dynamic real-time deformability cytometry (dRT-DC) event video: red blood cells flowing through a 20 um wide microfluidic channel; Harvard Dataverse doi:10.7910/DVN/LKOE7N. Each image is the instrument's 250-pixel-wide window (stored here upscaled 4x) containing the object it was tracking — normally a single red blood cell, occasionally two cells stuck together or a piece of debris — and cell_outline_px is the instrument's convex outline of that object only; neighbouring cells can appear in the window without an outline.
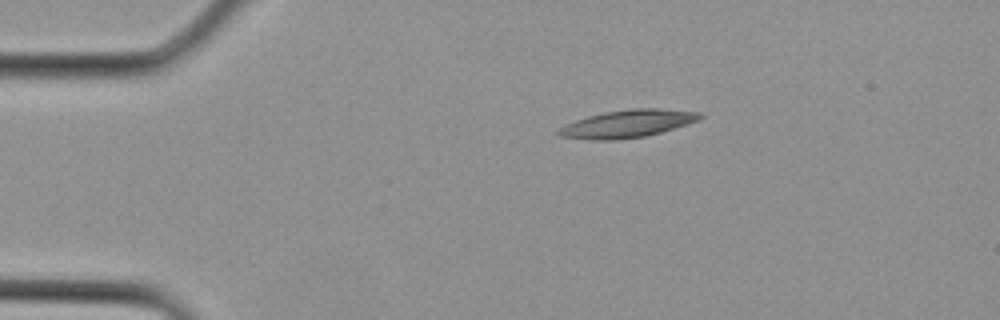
{"species": "Egyptian fruit bat (a non-hibernating species)", "species_latin": "Rousettus aegyptiacus", "temperature_condition": "cold", "stored_images_in_passage": 2, "camera_frame_rate_fps": 3000, "um_per_image_px": 0.085, "animal": {"sex": "female"}, "frame": {"image": 1, "passage_image": 1, "time_ms": 0.0, "image_size_px": [1000, 320], "cell_outline_px": [[704, 116], [700, 120], [688, 124], [660, 132], [644, 136], [616, 140], [588, 140], [560, 136], [556, 132], [560, 128], [576, 120], [588, 116], [604, 112], [632, 108], [660, 108], [700, 112]], "centroid_in_image_um": [53.37, 10.51], "position_along_channel_um": 31.6, "area_um2": 22.72}}